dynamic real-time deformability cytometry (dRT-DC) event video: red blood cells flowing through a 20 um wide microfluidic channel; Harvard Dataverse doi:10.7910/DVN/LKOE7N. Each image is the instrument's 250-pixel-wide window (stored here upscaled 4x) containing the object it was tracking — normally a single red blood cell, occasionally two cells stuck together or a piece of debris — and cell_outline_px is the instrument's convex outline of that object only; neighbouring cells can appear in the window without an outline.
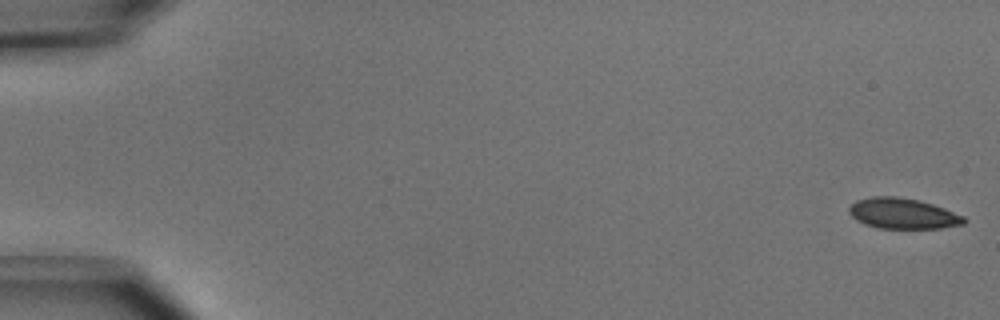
{"species": "common noctule bat (a hibernating species)", "species_latin": "Nyctalus noctula", "temperature_condition": "cold", "stored_images_in_passage": 51, "camera_frame_rate_fps": 3000, "um_per_image_px": 0.085, "animal": {"sex": "male", "body_mass_g": 15.6}, "frame": {"image": 1, "passage_image": 1, "time_ms": 0.0, "image_size_px": [1000, 320], "cell_outline_px": [[968, 220], [964, 224], [940, 228], [880, 228], [864, 224], [856, 220], [848, 212], [848, 208], [856, 200], [872, 196], [896, 196], [920, 200], [944, 208], [964, 216]], "centroid_in_image_um": [76.74, 18.14], "position_along_channel_um": 8.3, "area_um2": 20.58}}
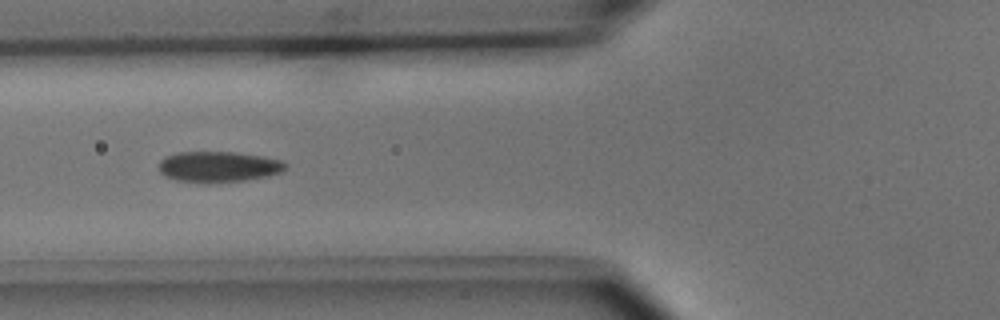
{"frame": {"image": 2, "passage_image": 20, "time_ms": 6.333, "image_size_px": [1000, 320], "cell_outline_px": [[288, 168], [284, 172], [268, 176], [244, 180], [176, 180], [164, 176], [160, 172], [160, 160], [164, 156], [180, 152], [236, 152], [264, 156], [284, 160], [288, 164]], "centroid_in_image_um": [18.67, 14.12], "position_along_channel_um": 107.1, "area_um2": 22.25}}
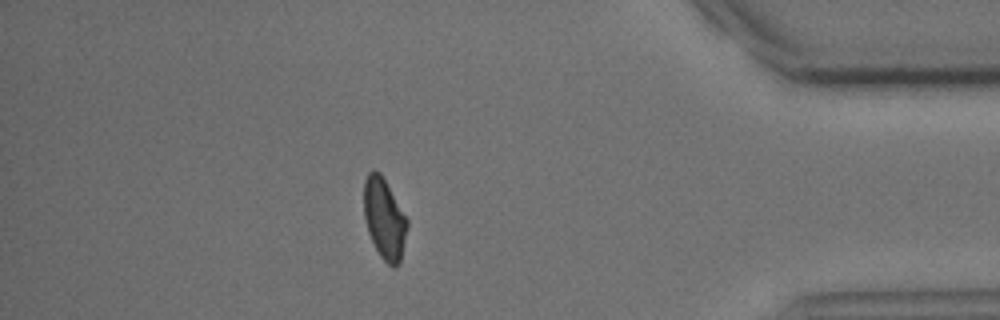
{"frame": {"image": 3, "passage_image": 45, "time_ms": 14.667, "image_size_px": [1000, 320], "cell_outline_px": [[408, 224], [400, 260], [396, 268], [392, 268], [380, 256], [368, 232], [364, 216], [364, 180], [368, 172], [372, 168], [380, 172], [408, 220]], "centroid_in_image_um": [32.65, 18.57], "position_along_channel_um": 402.5, "area_um2": 20.23}, "authors_computed_cell_mechanics": {"area_um2": 21.5016, "velocity_mm_per_s": 3.961, "shape_relaxation_time_tau1_ms": 2.6818, "shape_relaxation_time_tau2_ms": 2.952, "deformation_change_tau1": 0.1054, "deformation_change_tau2": 0.0605}}